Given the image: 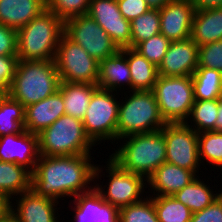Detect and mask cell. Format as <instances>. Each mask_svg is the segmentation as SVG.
I'll return each instance as SVG.
<instances>
[{"mask_svg":"<svg viewBox=\"0 0 222 222\" xmlns=\"http://www.w3.org/2000/svg\"><path fill=\"white\" fill-rule=\"evenodd\" d=\"M218 99H219V102L221 103V111H222V91H221Z\"/></svg>","mask_w":222,"mask_h":222,"instance_id":"obj_47","label":"cell"},{"mask_svg":"<svg viewBox=\"0 0 222 222\" xmlns=\"http://www.w3.org/2000/svg\"><path fill=\"white\" fill-rule=\"evenodd\" d=\"M97 84L60 82L65 114L82 120Z\"/></svg>","mask_w":222,"mask_h":222,"instance_id":"obj_25","label":"cell"},{"mask_svg":"<svg viewBox=\"0 0 222 222\" xmlns=\"http://www.w3.org/2000/svg\"><path fill=\"white\" fill-rule=\"evenodd\" d=\"M190 38L198 46L222 40V7L195 9Z\"/></svg>","mask_w":222,"mask_h":222,"instance_id":"obj_23","label":"cell"},{"mask_svg":"<svg viewBox=\"0 0 222 222\" xmlns=\"http://www.w3.org/2000/svg\"><path fill=\"white\" fill-rule=\"evenodd\" d=\"M119 222H159L151 196L119 208Z\"/></svg>","mask_w":222,"mask_h":222,"instance_id":"obj_34","label":"cell"},{"mask_svg":"<svg viewBox=\"0 0 222 222\" xmlns=\"http://www.w3.org/2000/svg\"><path fill=\"white\" fill-rule=\"evenodd\" d=\"M203 179L197 176L188 185L172 195L177 201L186 205L193 213L201 211L212 204L222 194L214 193Z\"/></svg>","mask_w":222,"mask_h":222,"instance_id":"obj_27","label":"cell"},{"mask_svg":"<svg viewBox=\"0 0 222 222\" xmlns=\"http://www.w3.org/2000/svg\"><path fill=\"white\" fill-rule=\"evenodd\" d=\"M64 22L47 8L17 31L18 60H55Z\"/></svg>","mask_w":222,"mask_h":222,"instance_id":"obj_4","label":"cell"},{"mask_svg":"<svg viewBox=\"0 0 222 222\" xmlns=\"http://www.w3.org/2000/svg\"><path fill=\"white\" fill-rule=\"evenodd\" d=\"M18 62L17 56H0V95H8Z\"/></svg>","mask_w":222,"mask_h":222,"instance_id":"obj_38","label":"cell"},{"mask_svg":"<svg viewBox=\"0 0 222 222\" xmlns=\"http://www.w3.org/2000/svg\"><path fill=\"white\" fill-rule=\"evenodd\" d=\"M72 199L75 222H119V209L107 203L95 187Z\"/></svg>","mask_w":222,"mask_h":222,"instance_id":"obj_18","label":"cell"},{"mask_svg":"<svg viewBox=\"0 0 222 222\" xmlns=\"http://www.w3.org/2000/svg\"><path fill=\"white\" fill-rule=\"evenodd\" d=\"M215 131L222 132V111H221V103L219 102V108L217 113V118L215 122Z\"/></svg>","mask_w":222,"mask_h":222,"instance_id":"obj_44","label":"cell"},{"mask_svg":"<svg viewBox=\"0 0 222 222\" xmlns=\"http://www.w3.org/2000/svg\"><path fill=\"white\" fill-rule=\"evenodd\" d=\"M60 82L54 60H18L8 95L26 107L51 96Z\"/></svg>","mask_w":222,"mask_h":222,"instance_id":"obj_3","label":"cell"},{"mask_svg":"<svg viewBox=\"0 0 222 222\" xmlns=\"http://www.w3.org/2000/svg\"><path fill=\"white\" fill-rule=\"evenodd\" d=\"M63 115L64 102L61 92L57 90L51 96L25 107L24 129L32 134H39Z\"/></svg>","mask_w":222,"mask_h":222,"instance_id":"obj_19","label":"cell"},{"mask_svg":"<svg viewBox=\"0 0 222 222\" xmlns=\"http://www.w3.org/2000/svg\"><path fill=\"white\" fill-rule=\"evenodd\" d=\"M159 222H190L193 212L173 196H152Z\"/></svg>","mask_w":222,"mask_h":222,"instance_id":"obj_31","label":"cell"},{"mask_svg":"<svg viewBox=\"0 0 222 222\" xmlns=\"http://www.w3.org/2000/svg\"><path fill=\"white\" fill-rule=\"evenodd\" d=\"M198 150L200 163L206 160L209 165L222 168V132L198 133Z\"/></svg>","mask_w":222,"mask_h":222,"instance_id":"obj_33","label":"cell"},{"mask_svg":"<svg viewBox=\"0 0 222 222\" xmlns=\"http://www.w3.org/2000/svg\"><path fill=\"white\" fill-rule=\"evenodd\" d=\"M0 222H17L8 211L0 218Z\"/></svg>","mask_w":222,"mask_h":222,"instance_id":"obj_46","label":"cell"},{"mask_svg":"<svg viewBox=\"0 0 222 222\" xmlns=\"http://www.w3.org/2000/svg\"><path fill=\"white\" fill-rule=\"evenodd\" d=\"M198 67L222 72V40L198 47Z\"/></svg>","mask_w":222,"mask_h":222,"instance_id":"obj_37","label":"cell"},{"mask_svg":"<svg viewBox=\"0 0 222 222\" xmlns=\"http://www.w3.org/2000/svg\"><path fill=\"white\" fill-rule=\"evenodd\" d=\"M0 56H17V31L1 23Z\"/></svg>","mask_w":222,"mask_h":222,"instance_id":"obj_39","label":"cell"},{"mask_svg":"<svg viewBox=\"0 0 222 222\" xmlns=\"http://www.w3.org/2000/svg\"><path fill=\"white\" fill-rule=\"evenodd\" d=\"M151 9H161L171 0H145Z\"/></svg>","mask_w":222,"mask_h":222,"instance_id":"obj_43","label":"cell"},{"mask_svg":"<svg viewBox=\"0 0 222 222\" xmlns=\"http://www.w3.org/2000/svg\"><path fill=\"white\" fill-rule=\"evenodd\" d=\"M166 162L199 172L198 133L185 123H167L163 127Z\"/></svg>","mask_w":222,"mask_h":222,"instance_id":"obj_12","label":"cell"},{"mask_svg":"<svg viewBox=\"0 0 222 222\" xmlns=\"http://www.w3.org/2000/svg\"><path fill=\"white\" fill-rule=\"evenodd\" d=\"M122 16L132 21L151 9L145 0H116Z\"/></svg>","mask_w":222,"mask_h":222,"instance_id":"obj_41","label":"cell"},{"mask_svg":"<svg viewBox=\"0 0 222 222\" xmlns=\"http://www.w3.org/2000/svg\"><path fill=\"white\" fill-rule=\"evenodd\" d=\"M152 91L166 123L187 121L195 102L192 76L159 75Z\"/></svg>","mask_w":222,"mask_h":222,"instance_id":"obj_7","label":"cell"},{"mask_svg":"<svg viewBox=\"0 0 222 222\" xmlns=\"http://www.w3.org/2000/svg\"><path fill=\"white\" fill-rule=\"evenodd\" d=\"M97 85L114 92L129 86L128 89L131 91V74L126 59V48L119 49L115 54L99 61Z\"/></svg>","mask_w":222,"mask_h":222,"instance_id":"obj_21","label":"cell"},{"mask_svg":"<svg viewBox=\"0 0 222 222\" xmlns=\"http://www.w3.org/2000/svg\"><path fill=\"white\" fill-rule=\"evenodd\" d=\"M15 201L16 205L8 203L7 211L17 222H59L55 207L59 201L55 199L37 195L30 189L17 195Z\"/></svg>","mask_w":222,"mask_h":222,"instance_id":"obj_14","label":"cell"},{"mask_svg":"<svg viewBox=\"0 0 222 222\" xmlns=\"http://www.w3.org/2000/svg\"><path fill=\"white\" fill-rule=\"evenodd\" d=\"M46 9V0H0V23L18 31Z\"/></svg>","mask_w":222,"mask_h":222,"instance_id":"obj_22","label":"cell"},{"mask_svg":"<svg viewBox=\"0 0 222 222\" xmlns=\"http://www.w3.org/2000/svg\"><path fill=\"white\" fill-rule=\"evenodd\" d=\"M131 48L138 43L160 33V14L158 9H149L130 22Z\"/></svg>","mask_w":222,"mask_h":222,"instance_id":"obj_32","label":"cell"},{"mask_svg":"<svg viewBox=\"0 0 222 222\" xmlns=\"http://www.w3.org/2000/svg\"><path fill=\"white\" fill-rule=\"evenodd\" d=\"M90 0H46V8L63 22L75 16L86 15Z\"/></svg>","mask_w":222,"mask_h":222,"instance_id":"obj_36","label":"cell"},{"mask_svg":"<svg viewBox=\"0 0 222 222\" xmlns=\"http://www.w3.org/2000/svg\"><path fill=\"white\" fill-rule=\"evenodd\" d=\"M8 203L0 196V218L7 212Z\"/></svg>","mask_w":222,"mask_h":222,"instance_id":"obj_45","label":"cell"},{"mask_svg":"<svg viewBox=\"0 0 222 222\" xmlns=\"http://www.w3.org/2000/svg\"><path fill=\"white\" fill-rule=\"evenodd\" d=\"M198 45L191 39L171 41L158 74L166 77L192 76L198 67Z\"/></svg>","mask_w":222,"mask_h":222,"instance_id":"obj_17","label":"cell"},{"mask_svg":"<svg viewBox=\"0 0 222 222\" xmlns=\"http://www.w3.org/2000/svg\"><path fill=\"white\" fill-rule=\"evenodd\" d=\"M38 135L27 132L0 137V161L24 166L31 173L39 159Z\"/></svg>","mask_w":222,"mask_h":222,"instance_id":"obj_16","label":"cell"},{"mask_svg":"<svg viewBox=\"0 0 222 222\" xmlns=\"http://www.w3.org/2000/svg\"><path fill=\"white\" fill-rule=\"evenodd\" d=\"M92 154L74 156H39L31 173V189L40 196L58 201L63 197H75L94 188L90 182L97 181L103 171L91 164ZM88 184L90 186H88Z\"/></svg>","mask_w":222,"mask_h":222,"instance_id":"obj_1","label":"cell"},{"mask_svg":"<svg viewBox=\"0 0 222 222\" xmlns=\"http://www.w3.org/2000/svg\"><path fill=\"white\" fill-rule=\"evenodd\" d=\"M218 108L219 99L195 100L185 124L191 127L197 133L215 131ZM188 120H190L191 123L190 121L188 122Z\"/></svg>","mask_w":222,"mask_h":222,"instance_id":"obj_30","label":"cell"},{"mask_svg":"<svg viewBox=\"0 0 222 222\" xmlns=\"http://www.w3.org/2000/svg\"><path fill=\"white\" fill-rule=\"evenodd\" d=\"M195 9H211L222 7V0H192Z\"/></svg>","mask_w":222,"mask_h":222,"instance_id":"obj_42","label":"cell"},{"mask_svg":"<svg viewBox=\"0 0 222 222\" xmlns=\"http://www.w3.org/2000/svg\"><path fill=\"white\" fill-rule=\"evenodd\" d=\"M107 160V167H104L107 168L105 170L109 174L107 176L109 178L107 179L109 181L107 191L99 184L95 183L96 186H94L103 199L118 209L143 200L142 194H144V189L147 188L145 182L147 179L139 174L121 169L110 158ZM145 185L146 187H144Z\"/></svg>","mask_w":222,"mask_h":222,"instance_id":"obj_11","label":"cell"},{"mask_svg":"<svg viewBox=\"0 0 222 222\" xmlns=\"http://www.w3.org/2000/svg\"><path fill=\"white\" fill-rule=\"evenodd\" d=\"M197 176L191 170L165 162L148 177L146 182L154 196H172Z\"/></svg>","mask_w":222,"mask_h":222,"instance_id":"obj_20","label":"cell"},{"mask_svg":"<svg viewBox=\"0 0 222 222\" xmlns=\"http://www.w3.org/2000/svg\"><path fill=\"white\" fill-rule=\"evenodd\" d=\"M171 41L161 33L138 43L134 49L157 67L163 60Z\"/></svg>","mask_w":222,"mask_h":222,"instance_id":"obj_35","label":"cell"},{"mask_svg":"<svg viewBox=\"0 0 222 222\" xmlns=\"http://www.w3.org/2000/svg\"><path fill=\"white\" fill-rule=\"evenodd\" d=\"M124 102H119L117 141L125 136L162 129V118L152 90H132Z\"/></svg>","mask_w":222,"mask_h":222,"instance_id":"obj_5","label":"cell"},{"mask_svg":"<svg viewBox=\"0 0 222 222\" xmlns=\"http://www.w3.org/2000/svg\"><path fill=\"white\" fill-rule=\"evenodd\" d=\"M63 34L98 62L119 50L111 37L87 14L65 20Z\"/></svg>","mask_w":222,"mask_h":222,"instance_id":"obj_10","label":"cell"},{"mask_svg":"<svg viewBox=\"0 0 222 222\" xmlns=\"http://www.w3.org/2000/svg\"><path fill=\"white\" fill-rule=\"evenodd\" d=\"M30 189L31 172L28 169L13 162L0 161V196L7 203Z\"/></svg>","mask_w":222,"mask_h":222,"instance_id":"obj_24","label":"cell"},{"mask_svg":"<svg viewBox=\"0 0 222 222\" xmlns=\"http://www.w3.org/2000/svg\"><path fill=\"white\" fill-rule=\"evenodd\" d=\"M25 107L9 95L0 97V137L24 130Z\"/></svg>","mask_w":222,"mask_h":222,"instance_id":"obj_29","label":"cell"},{"mask_svg":"<svg viewBox=\"0 0 222 222\" xmlns=\"http://www.w3.org/2000/svg\"><path fill=\"white\" fill-rule=\"evenodd\" d=\"M126 59L130 67L131 91L153 90L159 76L158 67L131 47H126Z\"/></svg>","mask_w":222,"mask_h":222,"instance_id":"obj_26","label":"cell"},{"mask_svg":"<svg viewBox=\"0 0 222 222\" xmlns=\"http://www.w3.org/2000/svg\"><path fill=\"white\" fill-rule=\"evenodd\" d=\"M54 61L60 81L97 84L99 62L64 34L59 40Z\"/></svg>","mask_w":222,"mask_h":222,"instance_id":"obj_9","label":"cell"},{"mask_svg":"<svg viewBox=\"0 0 222 222\" xmlns=\"http://www.w3.org/2000/svg\"><path fill=\"white\" fill-rule=\"evenodd\" d=\"M37 135L41 156L91 154L90 149L95 145L87 136L82 120L67 114Z\"/></svg>","mask_w":222,"mask_h":222,"instance_id":"obj_6","label":"cell"},{"mask_svg":"<svg viewBox=\"0 0 222 222\" xmlns=\"http://www.w3.org/2000/svg\"><path fill=\"white\" fill-rule=\"evenodd\" d=\"M124 139V140H123ZM123 145L109 155L121 169L144 176L146 179L166 162V143L163 128L149 133L125 136Z\"/></svg>","mask_w":222,"mask_h":222,"instance_id":"obj_2","label":"cell"},{"mask_svg":"<svg viewBox=\"0 0 222 222\" xmlns=\"http://www.w3.org/2000/svg\"><path fill=\"white\" fill-rule=\"evenodd\" d=\"M117 93L98 87L90 99L82 122L87 136L96 145L101 144V140L104 142L114 140V143L117 140L120 102L117 100L119 97Z\"/></svg>","mask_w":222,"mask_h":222,"instance_id":"obj_8","label":"cell"},{"mask_svg":"<svg viewBox=\"0 0 222 222\" xmlns=\"http://www.w3.org/2000/svg\"><path fill=\"white\" fill-rule=\"evenodd\" d=\"M195 7L192 0H171L159 9L160 33L169 41L190 38Z\"/></svg>","mask_w":222,"mask_h":222,"instance_id":"obj_15","label":"cell"},{"mask_svg":"<svg viewBox=\"0 0 222 222\" xmlns=\"http://www.w3.org/2000/svg\"><path fill=\"white\" fill-rule=\"evenodd\" d=\"M195 100L218 99L222 91V72L197 67L192 75Z\"/></svg>","mask_w":222,"mask_h":222,"instance_id":"obj_28","label":"cell"},{"mask_svg":"<svg viewBox=\"0 0 222 222\" xmlns=\"http://www.w3.org/2000/svg\"><path fill=\"white\" fill-rule=\"evenodd\" d=\"M190 222H222V195L203 210L194 212Z\"/></svg>","mask_w":222,"mask_h":222,"instance_id":"obj_40","label":"cell"},{"mask_svg":"<svg viewBox=\"0 0 222 222\" xmlns=\"http://www.w3.org/2000/svg\"><path fill=\"white\" fill-rule=\"evenodd\" d=\"M87 15L102 27L119 49L131 47L130 21L122 16L116 0H90Z\"/></svg>","mask_w":222,"mask_h":222,"instance_id":"obj_13","label":"cell"}]
</instances>
